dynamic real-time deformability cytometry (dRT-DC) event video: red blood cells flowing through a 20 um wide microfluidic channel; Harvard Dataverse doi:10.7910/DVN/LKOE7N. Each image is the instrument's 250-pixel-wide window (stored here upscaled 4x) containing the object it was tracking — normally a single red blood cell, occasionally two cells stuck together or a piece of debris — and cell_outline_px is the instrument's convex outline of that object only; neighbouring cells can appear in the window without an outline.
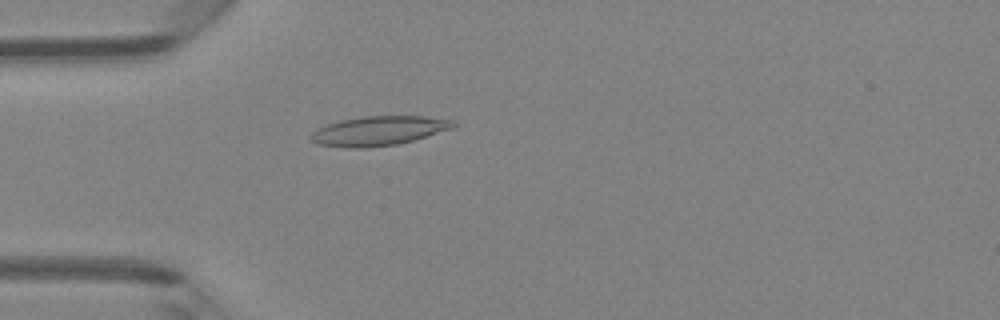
{"species": "Egyptian fruit bat (a non-hibernating species)", "species_latin": "Rousettus aegyptiacus", "temperature_condition": "room temperature", "stored_images_in_passage": 41, "camera_frame_rate_fps": 3000, "um_per_image_px": 0.085, "animal": {"sex": "female"}, "frame": {"image": 1, "passage_image": 7, "time_ms": 2.0, "image_size_px": [1000, 320], "cell_outline_px": [[456, 124], [452, 128], [412, 140], [396, 144], [364, 148], [348, 148], [320, 144], [312, 140], [308, 136], [316, 128], [340, 120], [360, 116], [424, 116], [452, 120]], "centroid_in_image_um": [32.13, 11.11], "position_along_channel_um": 52.9, "area_um2": 24.16}}
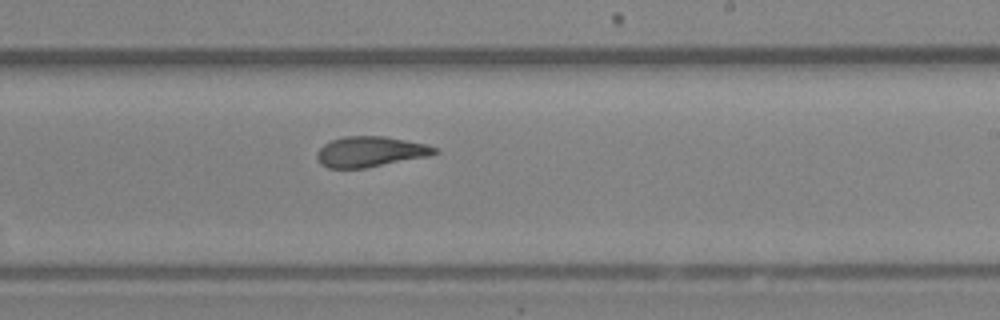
{"frame": {"image": 2, "passage_image": 22, "time_ms": 7.0, "image_size_px": [1000, 320], "cell_outline_px": [[440, 152], [428, 156], [364, 168], [328, 168], [320, 164], [316, 156], [320, 148], [324, 144], [332, 140], [344, 136], [384, 136], [424, 144], [440, 148]], "centroid_in_image_um": [31.48, 12.89], "position_along_channel_um": 257.5, "area_um2": 20.75}}
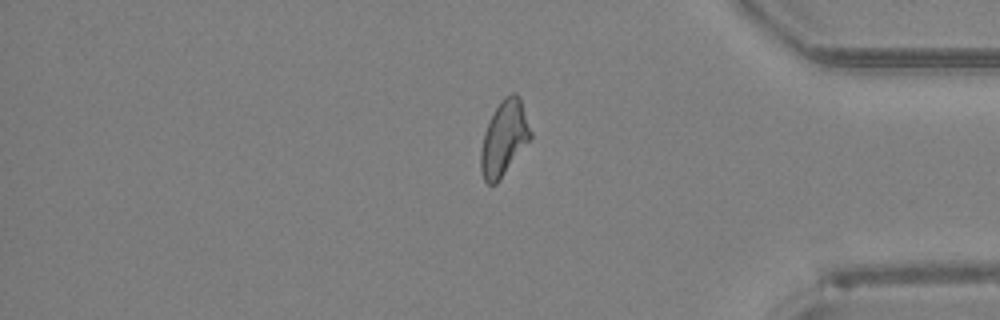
{"frame": {"image": 3, "passage_image": 33, "time_ms": 10.667, "image_size_px": [1000, 320], "cell_outline_px": [[532, 136], [500, 180], [496, 184], [488, 184], [484, 180], [480, 172], [480, 152], [484, 132], [496, 108], [504, 96], [512, 92], [516, 92], [520, 96], [532, 132]], "centroid_in_image_um": [42.84, 11.75], "position_along_channel_um": 392.4, "area_um2": 21.68}, "authors_computed_cell_mechanics": {"area_um2": 21.675, "velocity_mm_per_s": 4.2794, "shape_relaxation_time_tau1_ms": null, "shape_relaxation_time_tau2_ms": 1.9273, "deformation_change_tau1": null, "deformation_change_tau2": 0.0795}}